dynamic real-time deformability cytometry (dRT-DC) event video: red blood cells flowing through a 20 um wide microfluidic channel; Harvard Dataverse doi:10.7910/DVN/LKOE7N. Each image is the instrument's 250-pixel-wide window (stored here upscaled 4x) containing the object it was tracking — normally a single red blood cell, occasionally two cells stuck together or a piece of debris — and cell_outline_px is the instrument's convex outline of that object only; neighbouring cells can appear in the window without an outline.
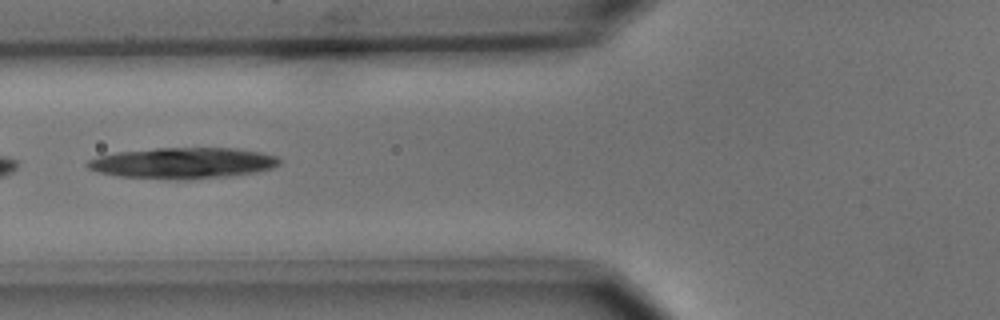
{"species": "common noctule bat (a hibernating species)", "species_latin": "Nyctalus noctula", "temperature_condition": "cold", "stored_images_in_passage": 11, "camera_frame_rate_fps": 3000, "um_per_image_px": 0.085, "animal": {"sex": "male", "body_mass_g": 15.6}, "frame": {"image": 1, "passage_image": 2, "time_ms": 2.333, "image_size_px": [1000, 320], "cell_outline_px": [[280, 164], [272, 168], [256, 172], [224, 176], [120, 176], [100, 172], [88, 168], [84, 164], [88, 160], [100, 156], [116, 152], [156, 148], [236, 148], [260, 152], [276, 156], [280, 160]], "centroid_in_image_um": [15.57, 13.79], "position_along_channel_um": 110.2, "area_um2": 32.95}}
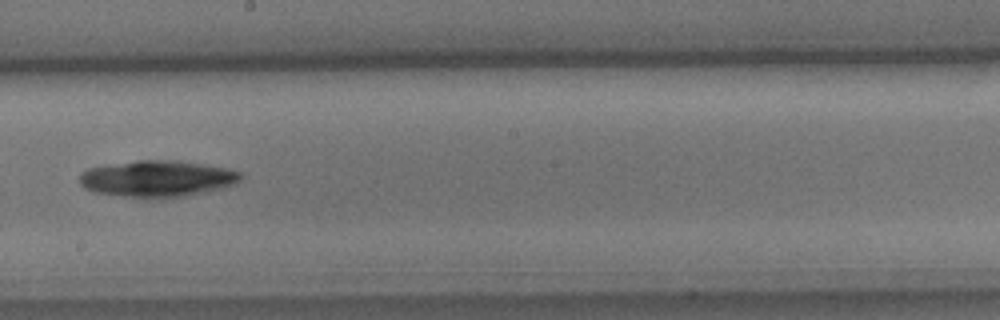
{"frame": {"image": 2, "passage_image": 5, "time_ms": 5.667, "image_size_px": [1000, 320], "cell_outline_px": [[244, 176], [236, 184], [220, 188], [160, 200], [144, 200], [96, 192], [84, 188], [80, 184], [80, 172], [88, 168], [140, 160], [176, 160], [228, 168], [240, 172]], "centroid_in_image_um": [13.35, 15.21], "position_along_channel_um": 234.8, "area_um2": 34.51}}
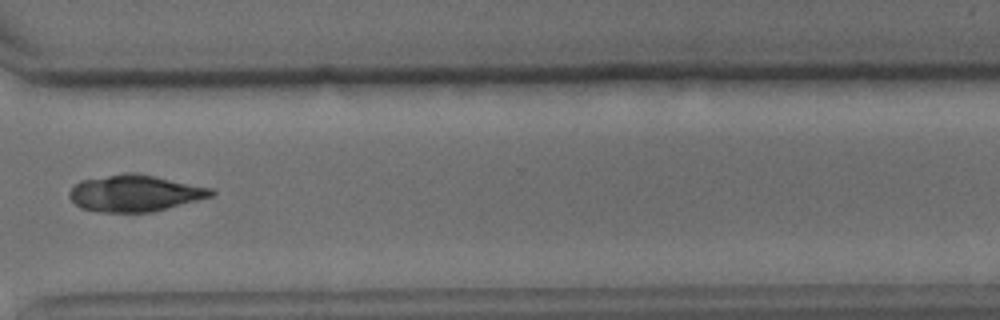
{"frame": {"image": 3, "passage_image": 8, "time_ms": 9.0, "image_size_px": [1000, 320], "cell_outline_px": [[216, 192], [212, 196], [152, 212], [96, 212], [80, 208], [68, 196], [68, 192], [80, 180], [124, 172], [136, 172], [156, 176], [212, 188]], "centroid_in_image_um": [11.44, 16.41], "position_along_channel_um": 359.2, "area_um2": 30.35}}